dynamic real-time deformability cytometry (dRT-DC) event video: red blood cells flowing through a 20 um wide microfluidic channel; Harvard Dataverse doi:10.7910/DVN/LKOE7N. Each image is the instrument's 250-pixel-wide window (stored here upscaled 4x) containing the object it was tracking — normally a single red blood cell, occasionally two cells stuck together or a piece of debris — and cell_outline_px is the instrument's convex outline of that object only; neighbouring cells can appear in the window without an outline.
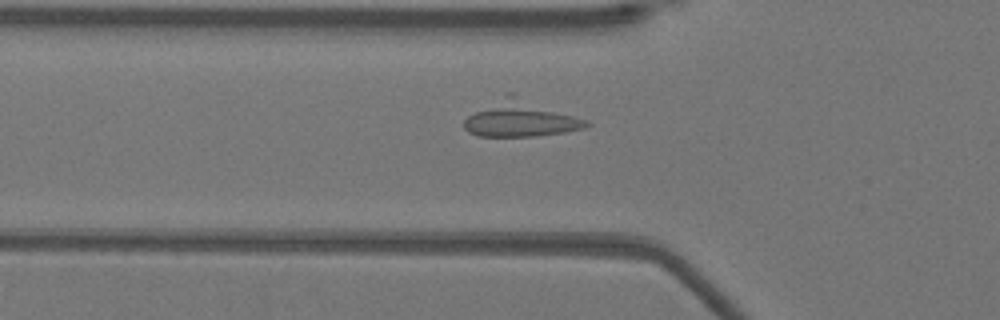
{"species": "Egyptian fruit bat (a non-hibernating species)", "species_latin": "Rousettus aegyptiacus", "temperature_condition": "warm", "stored_images_in_passage": 51, "camera_frame_rate_fps": 3000, "um_per_image_px": 0.085, "animal": {"sex": "female"}, "frame": {"image": 1, "passage_image": 17, "time_ms": 5.333, "image_size_px": [1000, 320], "cell_outline_px": [[592, 124], [584, 128], [564, 132], [536, 136], [476, 136], [468, 132], [464, 128], [464, 120], [468, 116], [476, 112], [504, 108], [516, 108], [552, 112], [572, 116], [588, 120]], "centroid_in_image_um": [44.29, 10.45], "position_along_channel_um": 81.5, "area_um2": 19.77}}
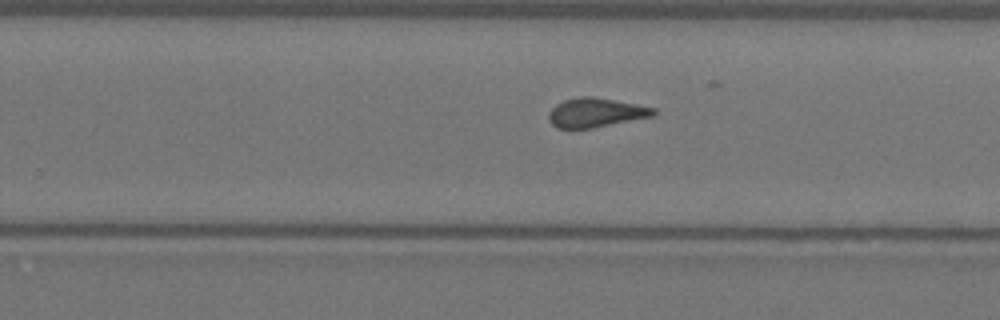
{"frame": {"image": 2, "passage_image": 32, "time_ms": 10.333, "image_size_px": [1000, 320], "cell_outline_px": [[656, 116], [592, 128], [556, 128], [548, 120], [548, 112], [556, 104], [564, 100], [580, 96], [588, 96], [636, 104], [656, 108]], "centroid_in_image_um": [50.64, 9.58], "position_along_channel_um": 279.2, "area_um2": 17.86}}
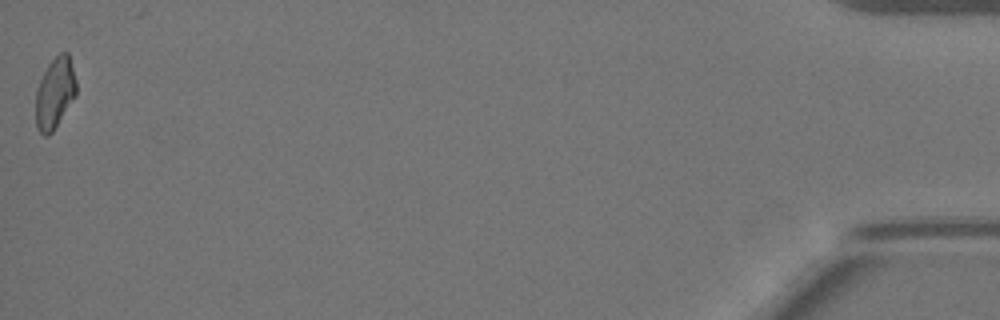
{"frame": {"image": 3, "passage_image": 51, "time_ms": 16.667, "image_size_px": [1000, 320], "cell_outline_px": [[76, 96], [52, 132], [48, 136], [44, 136], [36, 128], [36, 88], [48, 64], [60, 52], [68, 52], [76, 80]], "centroid_in_image_um": [4.66, 7.92], "position_along_channel_um": 430.5, "area_um2": 16.76}}